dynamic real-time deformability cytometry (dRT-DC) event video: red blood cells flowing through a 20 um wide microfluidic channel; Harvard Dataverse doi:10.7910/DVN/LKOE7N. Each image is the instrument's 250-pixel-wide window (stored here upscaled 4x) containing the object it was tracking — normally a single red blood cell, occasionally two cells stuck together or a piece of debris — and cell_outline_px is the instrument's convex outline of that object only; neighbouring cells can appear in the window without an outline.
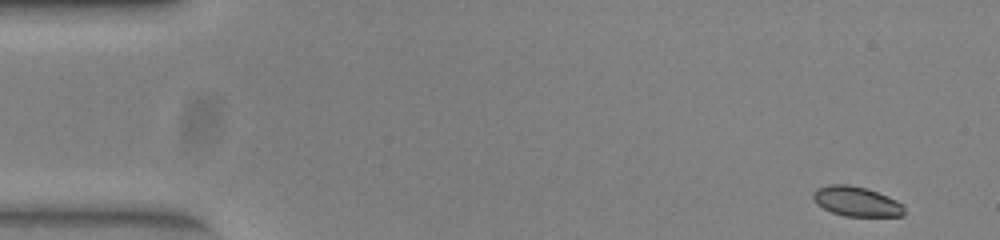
{"species": "common noctule bat (a hibernating species)", "species_latin": "Nyctalus noctula", "temperature_condition": "warm", "stored_images_in_passage": 51, "segment_of_instrument_passage": [1, 2], "camera_frame_rate_fps": 3000, "um_per_image_px": 0.085, "animal": {"sex": "female", "body_mass_g": 23.0, "forearm_length_mm": 53.4}, "frame": {"image": 1, "passage_image": 1, "time_ms": 0.0, "image_size_px": [1000, 240], "cell_outline_px": [[904, 216], [844, 216], [832, 212], [816, 204], [812, 200], [812, 192], [816, 188], [828, 184], [848, 184], [868, 188], [888, 196], [904, 204]], "centroid_in_image_um": [72.78, 17.11], "position_along_channel_um": 12.2, "area_um2": 16.13}}
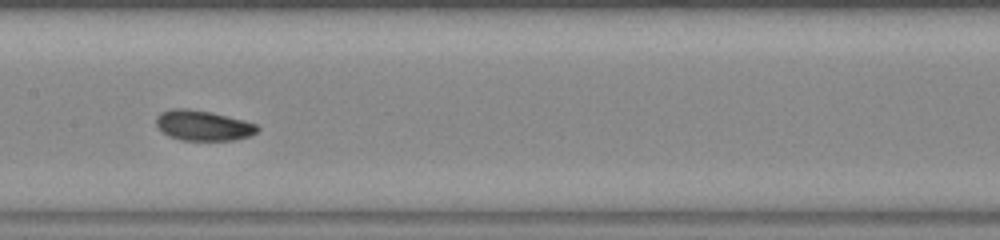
{"frame": {"image": 2, "passage_image": 24, "time_ms": 7.667, "image_size_px": [1000, 240], "cell_outline_px": [[260, 128], [256, 132], [248, 136], [236, 140], [180, 140], [168, 136], [156, 124], [156, 116], [160, 112], [172, 108], [188, 108], [212, 112], [244, 120], [256, 124]], "centroid_in_image_um": [17.25, 10.65], "position_along_channel_um": 190.1, "area_um2": 17.92}}
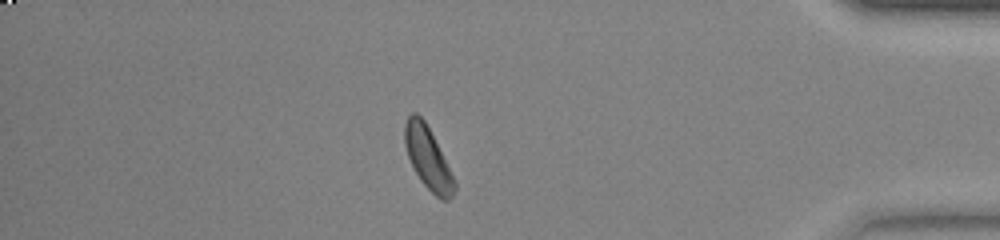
{"frame": {"image": 3, "passage_image": 43, "time_ms": 14.0, "image_size_px": [1000, 240], "cell_outline_px": [[456, 188], [452, 196], [448, 200], [440, 200], [420, 180], [408, 156], [404, 144], [404, 124], [408, 116], [412, 112], [416, 112], [424, 120], [456, 184]], "centroid_in_image_um": [36.34, 13.43], "position_along_channel_um": 398.9, "area_um2": 17.34}}